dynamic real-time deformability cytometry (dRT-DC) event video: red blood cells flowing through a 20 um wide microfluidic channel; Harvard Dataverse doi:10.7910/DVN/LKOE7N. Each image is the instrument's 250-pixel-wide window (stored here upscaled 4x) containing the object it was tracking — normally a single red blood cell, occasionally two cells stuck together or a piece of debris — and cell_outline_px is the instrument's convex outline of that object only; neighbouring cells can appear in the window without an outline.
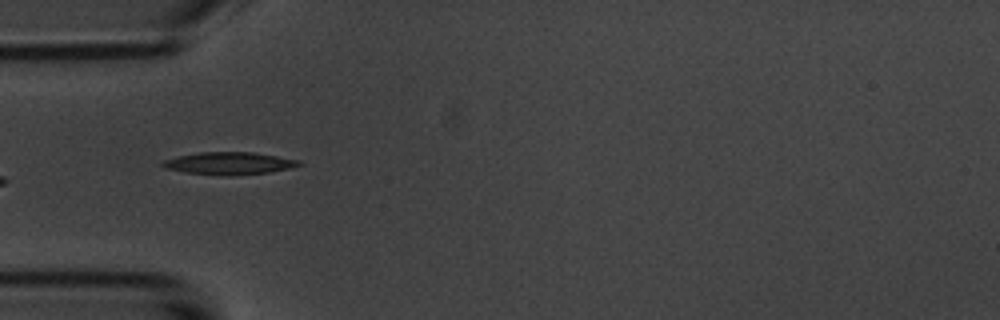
{"species": "common noctule bat (a hibernating species)", "species_latin": "Nyctalus noctula", "temperature_condition": "room temperature", "stored_images_in_passage": 15, "camera_frame_rate_fps": 3000, "um_per_image_px": 0.085, "animal": {"sex": "male", "body_mass_g": 20.1, "forearm_length_mm": 53.5}, "frame": {"image": 1, "passage_image": 5, "time_ms": 5.333, "image_size_px": [1000, 320], "cell_outline_px": [[304, 164], [288, 168], [268, 172], [228, 176], [224, 176], [184, 172], [164, 168], [160, 164], [164, 160], [180, 156], [200, 152], [252, 152], [300, 160]], "centroid_in_image_um": [19.46, 13.88], "position_along_channel_um": 65.5, "area_um2": 17.69}}
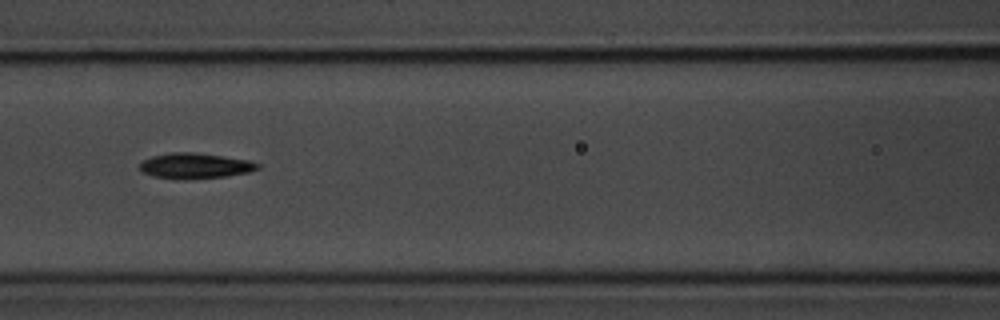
{"frame": {"image": 2, "passage_image": 7, "time_ms": 7.667, "image_size_px": [1000, 320], "cell_outline_px": [[260, 168], [248, 172], [224, 176], [184, 180], [176, 180], [152, 176], [140, 172], [140, 164], [144, 160], [152, 156], [172, 152], [196, 152], [248, 160], [260, 164]], "centroid_in_image_um": [16.54, 14.1], "position_along_channel_um": 150.1, "area_um2": 17.63}, "authors_computed_cell_mechanics": {"area_um2": 17.6868, "velocity_mm_per_s": 3.6043, "shape_relaxation_time_tau1_ms": 2.42, "shape_relaxation_time_tau2_ms": 9.5416, "deformation_change_tau1": 0.0879, "deformation_change_tau2": 0.1664}}